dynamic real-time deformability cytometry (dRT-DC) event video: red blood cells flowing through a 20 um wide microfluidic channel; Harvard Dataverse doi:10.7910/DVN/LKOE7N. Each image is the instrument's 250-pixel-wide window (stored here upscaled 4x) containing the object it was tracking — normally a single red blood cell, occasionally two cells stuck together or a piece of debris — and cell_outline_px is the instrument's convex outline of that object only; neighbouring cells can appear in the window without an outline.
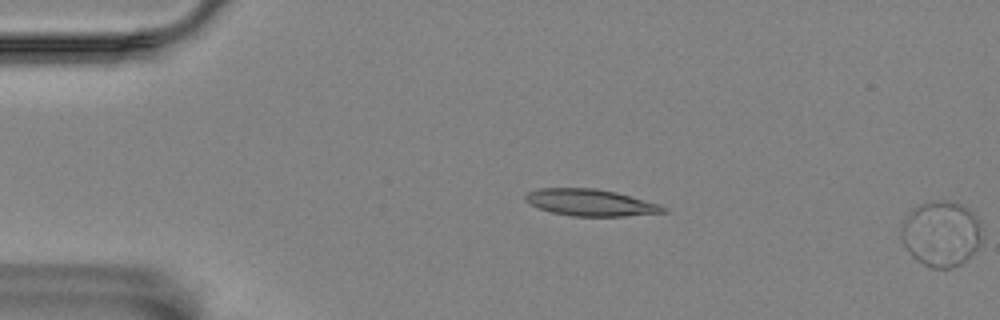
{"species": "Egyptian fruit bat (a non-hibernating species)", "species_latin": "Rousettus aegyptiacus", "temperature_condition": "room temperature", "stored_images_in_passage": 10, "segment_of_instrument_passage": [2, 2], "camera_frame_rate_fps": 3000, "um_per_image_px": 0.085, "animal": {"sex": "female"}, "frame": {"image": 1, "passage_image": 10, "time_ms": 3.0, "image_size_px": [1000, 320], "cell_outline_px": [[984, 228], [980, 240], [976, 248], [960, 264], [952, 268], [932, 268], [916, 260], [908, 252], [900, 236], [900, 228], [904, 220], [912, 208], [920, 204], [940, 200], [956, 200], [968, 208], [980, 220]], "centroid_in_image_um": [80.0, 19.83], "position_along_channel_um": 5.0, "area_um2": 31.15}}